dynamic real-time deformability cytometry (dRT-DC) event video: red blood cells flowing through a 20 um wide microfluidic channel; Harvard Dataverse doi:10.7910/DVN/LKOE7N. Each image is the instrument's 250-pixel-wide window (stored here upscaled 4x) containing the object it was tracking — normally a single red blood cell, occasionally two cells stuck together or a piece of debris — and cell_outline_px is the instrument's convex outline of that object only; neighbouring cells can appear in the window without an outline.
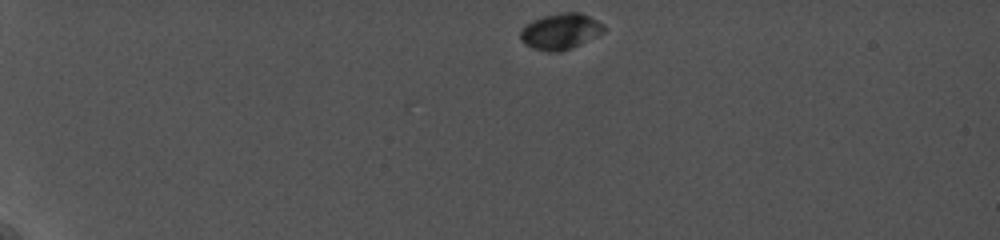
{"species": "common noctule bat (a hibernating species)", "species_latin": "Nyctalus noctula", "temperature_condition": "cold", "stored_images_in_passage": 11, "camera_frame_rate_fps": 5000, "um_per_image_px": 0.085, "animal": {"sex": "female", "body_mass_g": 19.0, "forearm_length_mm": 56.7}, "frame": {"image": 1, "passage_image": 1, "time_ms": 0.0, "image_size_px": [1000, 240], "cell_outline_px": [[608, 28], [604, 32], [572, 48], [560, 52], [548, 52], [532, 48], [524, 44], [520, 40], [520, 32], [532, 20], [544, 16], [564, 12], [580, 12], [604, 24]], "centroid_in_image_um": [47.66, 2.68], "position_along_channel_um": 37.3, "area_um2": 17.51}}